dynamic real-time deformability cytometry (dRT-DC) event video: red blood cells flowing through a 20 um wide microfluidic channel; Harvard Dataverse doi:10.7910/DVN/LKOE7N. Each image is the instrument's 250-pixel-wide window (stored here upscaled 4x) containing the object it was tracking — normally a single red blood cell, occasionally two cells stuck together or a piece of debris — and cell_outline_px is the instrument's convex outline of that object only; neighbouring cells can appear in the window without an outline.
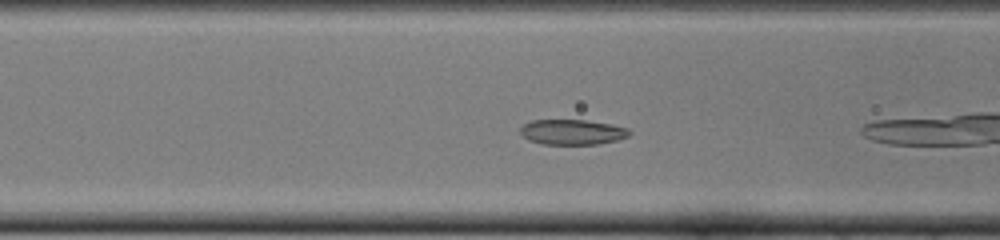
{"species": "common noctule bat (a hibernating species)", "species_latin": "Nyctalus noctula", "temperature_condition": "cold", "stored_images_in_passage": 37, "camera_frame_rate_fps": 3000, "um_per_image_px": 0.085, "animal": {"sex": "female", "body_mass_g": 22.0, "forearm_length_mm": 56.7}, "frame": {"image": 1, "passage_image": 5, "time_ms": 1.333, "image_size_px": [1000, 240], "cell_outline_px": [[632, 132], [628, 136], [616, 140], [596, 144], [544, 144], [528, 140], [520, 132], [520, 128], [524, 124], [532, 120], [584, 120], [612, 124], [628, 128]], "centroid_in_image_um": [48.65, 11.22], "position_along_channel_um": 117.9, "area_um2": 15.95}}
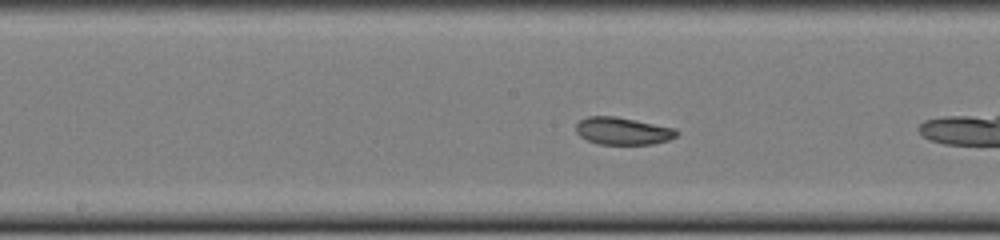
{"frame": {"image": 2, "passage_image": 11, "time_ms": 3.333, "image_size_px": [1000, 240], "cell_outline_px": [[680, 132], [676, 136], [668, 140], [652, 144], [600, 144], [588, 140], [580, 136], [576, 132], [576, 124], [580, 120], [588, 116], [616, 116], [676, 128]], "centroid_in_image_um": [52.95, 11.13], "position_along_channel_um": 195.2, "area_um2": 16.07}}
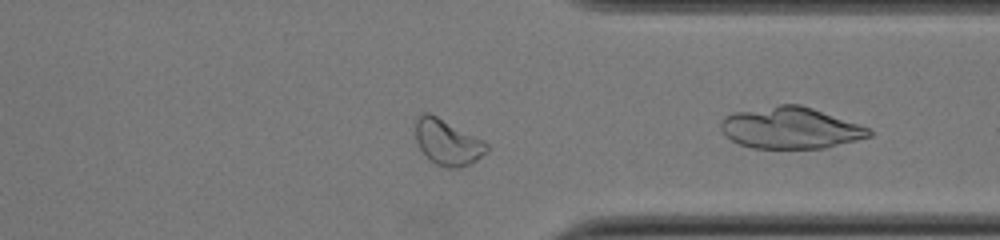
{"frame": {"image": 3, "passage_image": 25, "time_ms": 8.0, "image_size_px": [1000, 240], "cell_outline_px": [[488, 152], [476, 160], [460, 168], [444, 168], [428, 160], [420, 148], [416, 140], [416, 120], [424, 112], [428, 112], [484, 140], [488, 144]], "centroid_in_image_um": [38.05, 12.12], "position_along_channel_um": 373.4, "area_um2": 18.9}, "authors_computed_cell_mechanics": {"area_um2": 16.762, "velocity_mm_per_s": 3.8727, "shape_relaxation_time_tau1_ms": 5.4386, "shape_relaxation_time_tau2_ms": null, "deformation_change_tau1": 0.1011, "deformation_change_tau2": null}}